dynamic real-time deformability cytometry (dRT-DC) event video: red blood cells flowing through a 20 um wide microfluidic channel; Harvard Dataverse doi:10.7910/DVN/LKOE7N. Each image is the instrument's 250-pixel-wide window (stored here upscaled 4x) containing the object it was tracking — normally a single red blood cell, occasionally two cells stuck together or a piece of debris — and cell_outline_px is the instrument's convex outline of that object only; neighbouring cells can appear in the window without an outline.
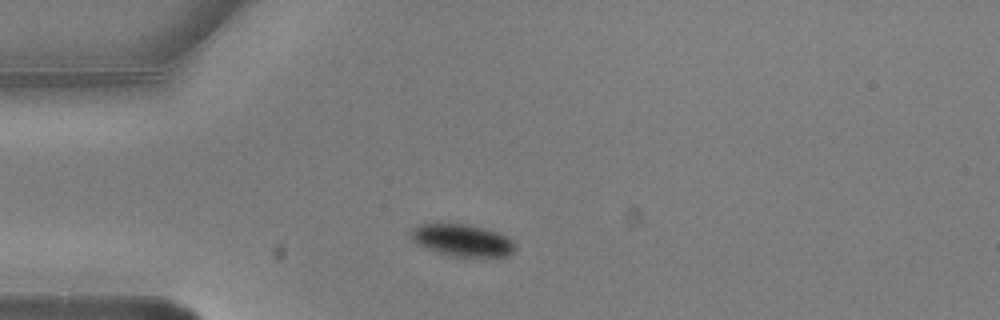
{"species": "common noctule bat (a hibernating species)", "species_latin": "Nyctalus noctula", "temperature_condition": "warm", "stored_images_in_passage": 8, "camera_frame_rate_fps": 3000, "um_per_image_px": 0.085, "animal": {"sex": "male", "body_mass_g": 20.5, "forearm_length_mm": 52.5}, "frame": {"image": 1, "passage_image": 1, "time_ms": 0.0, "image_size_px": [1000, 320], "cell_outline_px": [[516, 248], [508, 256], [452, 256], [436, 252], [412, 240], [412, 228], [420, 224], [468, 224], [496, 232], [508, 236], [516, 244]], "centroid_in_image_um": [39.34, 20.42], "position_along_channel_um": 45.7, "area_um2": 19.13}}
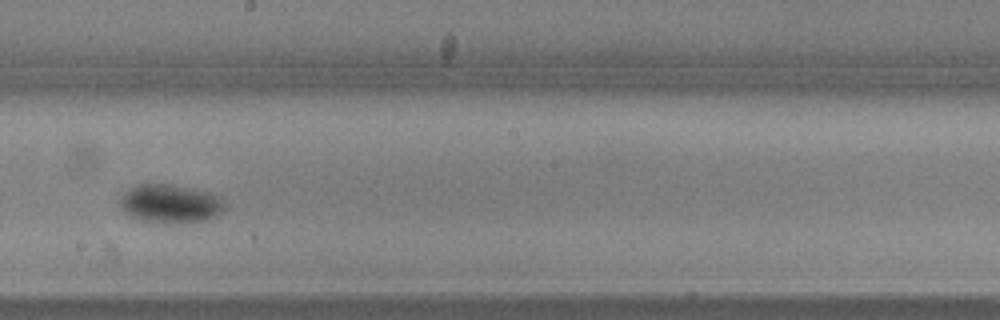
{"frame": {"image": 2, "passage_image": 6, "time_ms": 1.667, "image_size_px": [1000, 320], "cell_outline_px": [[224, 208], [220, 216], [208, 220], [184, 224], [140, 220], [124, 212], [120, 208], [120, 196], [124, 192], [136, 184], [172, 184], [208, 192], [220, 196], [224, 204]], "centroid_in_image_um": [14.5, 17.32], "position_along_channel_um": 233.7, "area_um2": 23.87}}
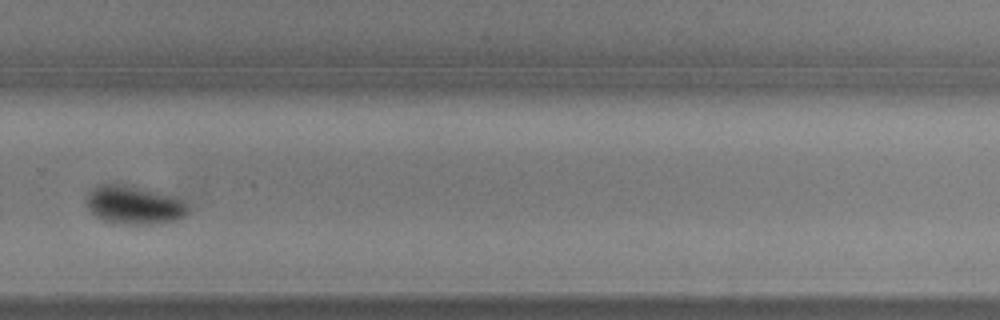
{"frame": {"image": 3, "passage_image": 8, "time_ms": 2.333, "image_size_px": [1000, 320], "cell_outline_px": [[188, 212], [184, 216], [176, 220], [164, 224], [120, 224], [104, 220], [96, 216], [88, 208], [84, 200], [88, 192], [100, 184], [124, 184], [160, 192], [184, 200], [188, 204]], "centroid_in_image_um": [11.41, 17.43], "position_along_channel_um": 318.4, "area_um2": 23.06}}